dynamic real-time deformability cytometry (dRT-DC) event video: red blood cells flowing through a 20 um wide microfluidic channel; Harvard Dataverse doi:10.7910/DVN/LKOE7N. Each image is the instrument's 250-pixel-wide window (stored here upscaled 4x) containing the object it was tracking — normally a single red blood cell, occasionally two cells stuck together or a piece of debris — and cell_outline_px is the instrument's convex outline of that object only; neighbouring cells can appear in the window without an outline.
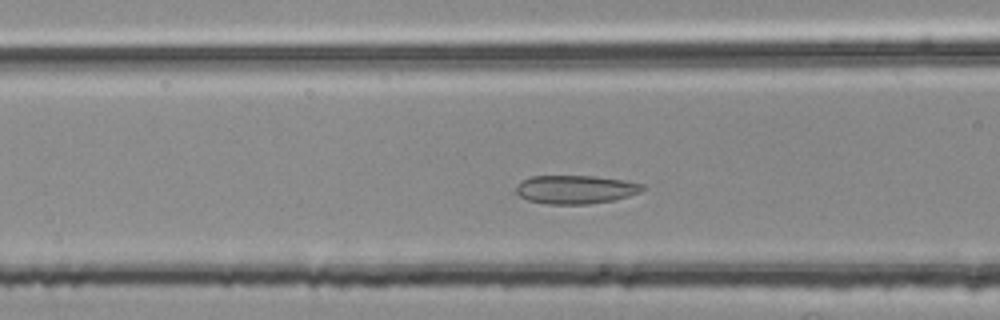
{"species": "common noctule bat (a hibernating species)", "species_latin": "Nyctalus noctula", "temperature_condition": "room temperature", "stored_images_in_passage": 33, "camera_frame_rate_fps": 3000, "um_per_image_px": 0.085, "animal": {"sex": "female", "body_mass_g": 25.1}, "frame": {"image": 1, "passage_image": 7, "time_ms": 2.0, "image_size_px": [1000, 320], "cell_outline_px": [[644, 188], [640, 192], [628, 196], [612, 200], [588, 204], [548, 204], [528, 200], [520, 196], [516, 192], [516, 188], [524, 180], [532, 176], [596, 176], [624, 180], [644, 184]], "centroid_in_image_um": [48.95, 16.1], "position_along_channel_um": 117.7, "area_um2": 20.81}}
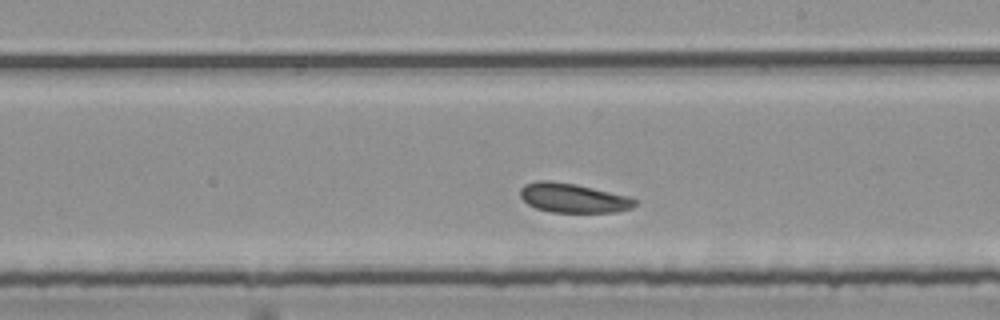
{"frame": {"image": 2, "passage_image": 17, "time_ms": 5.333, "image_size_px": [1000, 320], "cell_outline_px": [[636, 204], [632, 208], [616, 212], [552, 212], [536, 208], [528, 204], [520, 196], [520, 188], [524, 184], [536, 180], [548, 180], [576, 184], [628, 196], [636, 200]], "centroid_in_image_um": [48.69, 16.82], "position_along_channel_um": 240.3, "area_um2": 19.59}}
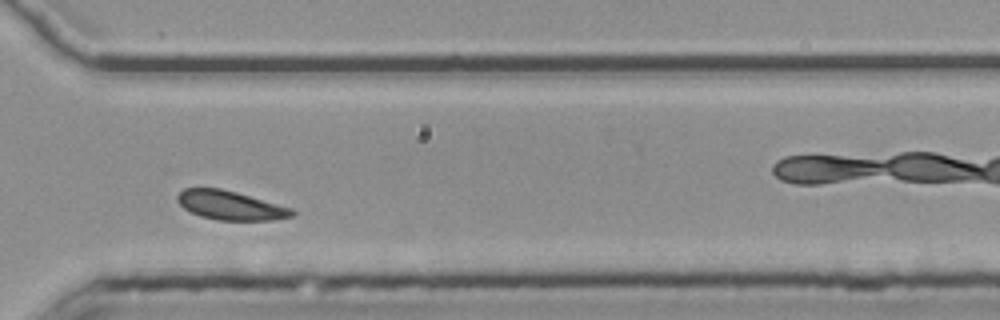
{"frame": {"image": 3, "passage_image": 26, "time_ms": 8.333, "image_size_px": [1000, 320], "cell_outline_px": [[296, 212], [292, 216], [272, 220], [216, 220], [200, 216], [184, 208], [176, 200], [176, 196], [184, 188], [220, 188], [236, 192], [292, 208]], "centroid_in_image_um": [19.57, 17.45], "position_along_channel_um": 351.0, "area_um2": 19.25}, "authors_computed_cell_mechanics": {"area_um2": 19.7676, "velocity_mm_per_s": 3.6833, "shape_relaxation_time_tau1_ms": 2.5254, "shape_relaxation_time_tau2_ms": 2.4058, "deformation_change_tau1": 0.0416, "deformation_change_tau2": 0.0687}}